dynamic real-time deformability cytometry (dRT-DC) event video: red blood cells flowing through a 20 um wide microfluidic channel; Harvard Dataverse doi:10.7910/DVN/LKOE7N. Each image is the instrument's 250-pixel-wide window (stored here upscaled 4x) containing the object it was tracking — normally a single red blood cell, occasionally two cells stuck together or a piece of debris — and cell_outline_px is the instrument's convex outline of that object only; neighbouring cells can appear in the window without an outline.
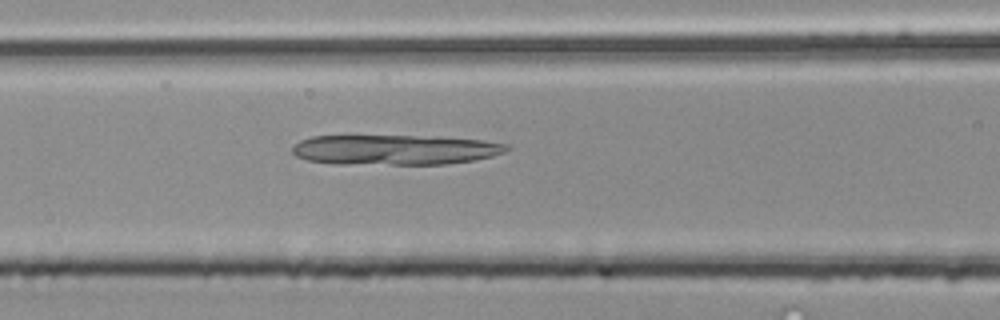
{"species": "common noctule bat (a hibernating species)", "species_latin": "Nyctalus noctula", "temperature_condition": "room temperature", "stored_images_in_passage": 40, "camera_frame_rate_fps": 3000, "um_per_image_px": 0.085, "animal": {"sex": "male", "body_mass_g": 20.4}, "frame": {"image": 1, "passage_image": 11, "time_ms": 3.333, "image_size_px": [1000, 320], "cell_outline_px": [[508, 148], [504, 152], [492, 156], [472, 160], [444, 164], [336, 164], [308, 160], [296, 156], [292, 152], [292, 148], [300, 140], [312, 136], [436, 136], [480, 140], [508, 144]], "centroid_in_image_um": [33.54, 12.73], "position_along_channel_um": 133.1, "area_um2": 37.45}}
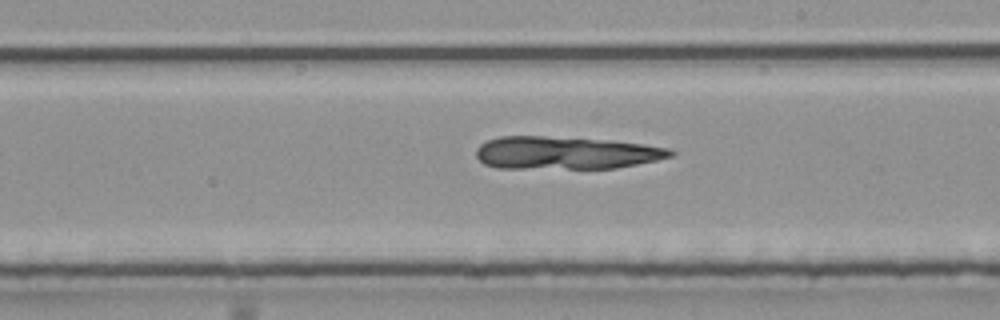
{"frame": {"image": 2, "passage_image": 19, "time_ms": 6.0, "image_size_px": [1000, 320], "cell_outline_px": [[676, 152], [672, 156], [656, 160], [616, 168], [496, 168], [484, 164], [476, 156], [476, 148], [480, 144], [488, 140], [500, 136], [544, 136], [612, 140], [668, 148]], "centroid_in_image_um": [48.05, 12.99], "position_along_channel_um": 241.0, "area_um2": 37.05}}
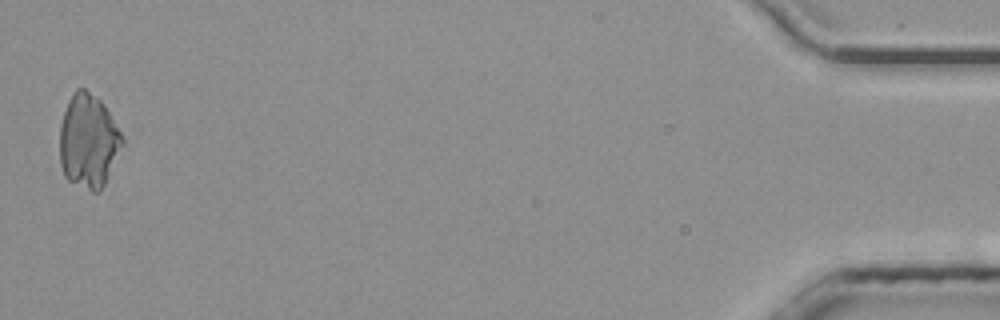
{"frame": {"image": 3, "passage_image": 40, "time_ms": 13.0, "image_size_px": [1000, 320], "cell_outline_px": [[124, 144], [100, 192], [92, 192], [68, 180], [64, 176], [60, 164], [60, 124], [68, 100], [72, 92], [76, 88], [84, 88], [100, 100], [104, 104], [120, 132], [124, 140]], "centroid_in_image_um": [7.5, 12.0], "position_along_channel_um": 427.7, "area_um2": 34.22}}